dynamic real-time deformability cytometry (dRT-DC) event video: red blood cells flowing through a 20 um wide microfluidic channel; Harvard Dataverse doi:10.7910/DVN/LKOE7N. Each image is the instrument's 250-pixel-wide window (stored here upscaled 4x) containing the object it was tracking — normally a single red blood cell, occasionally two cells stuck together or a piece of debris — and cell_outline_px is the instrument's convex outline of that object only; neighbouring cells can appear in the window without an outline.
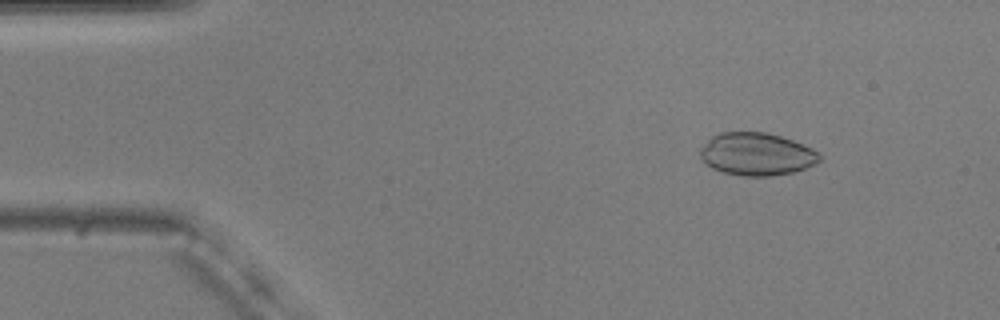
{"species": "common noctule bat (a hibernating species)", "species_latin": "Nyctalus noctula", "temperature_condition": "warm", "stored_images_in_passage": 55, "camera_frame_rate_fps": 3000, "um_per_image_px": 0.085, "animal": {"sex": "male", "body_mass_g": 20.5, "forearm_length_mm": 52.5}, "frame": {"image": 1, "passage_image": 7, "time_ms": 2.0, "image_size_px": [1000, 320], "cell_outline_px": [[820, 160], [816, 164], [792, 172], [768, 176], [744, 176], [724, 172], [712, 168], [700, 160], [700, 148], [712, 136], [720, 132], [764, 132], [780, 136], [792, 140], [812, 148], [820, 156]], "centroid_in_image_um": [64.28, 13.1], "position_along_channel_um": 20.7, "area_um2": 29.54}}
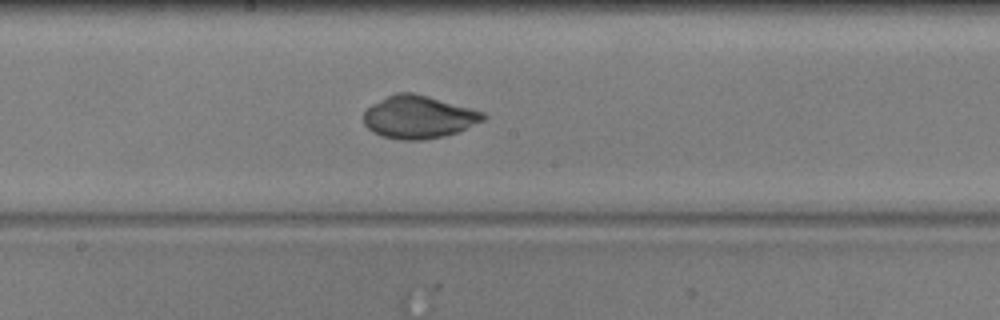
{"frame": {"image": 2, "passage_image": 29, "time_ms": 9.333, "image_size_px": [1000, 320], "cell_outline_px": [[488, 116], [484, 120], [456, 132], [444, 136], [420, 140], [404, 140], [380, 136], [372, 132], [364, 124], [364, 112], [372, 104], [396, 92], [412, 92], [428, 96], [472, 108], [484, 112]], "centroid_in_image_um": [35.58, 9.94], "position_along_channel_um": 212.6, "area_um2": 29.71}}
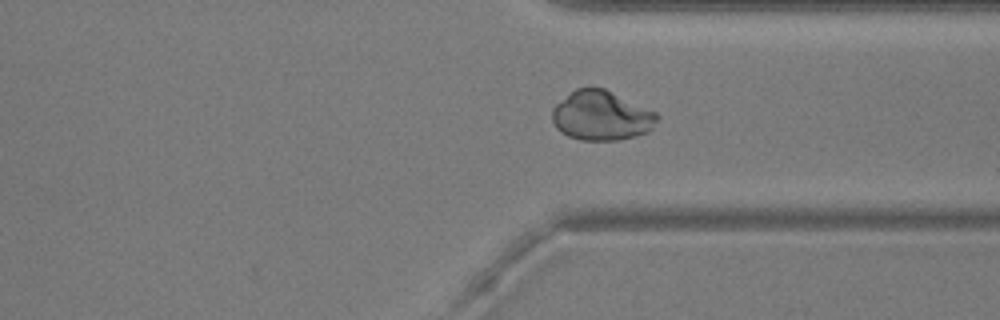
{"frame": {"image": 3, "passage_image": 41, "time_ms": 13.333, "image_size_px": [1000, 320], "cell_outline_px": [[660, 116], [652, 128], [648, 132], [636, 136], [620, 140], [580, 140], [568, 136], [560, 132], [556, 128], [552, 120], [552, 108], [556, 104], [576, 88], [588, 84], [604, 88], [656, 112]], "centroid_in_image_um": [51.1, 9.81], "position_along_channel_um": 360.3, "area_um2": 30.69}, "authors_computed_cell_mechanics": {"area_um2": 29.8248, "velocity_mm_per_s": 3.706, "shape_relaxation_time_tau1_ms": 7.1954, "shape_relaxation_time_tau2_ms": null, "deformation_change_tau1": 0.2678, "deformation_change_tau2": null}}